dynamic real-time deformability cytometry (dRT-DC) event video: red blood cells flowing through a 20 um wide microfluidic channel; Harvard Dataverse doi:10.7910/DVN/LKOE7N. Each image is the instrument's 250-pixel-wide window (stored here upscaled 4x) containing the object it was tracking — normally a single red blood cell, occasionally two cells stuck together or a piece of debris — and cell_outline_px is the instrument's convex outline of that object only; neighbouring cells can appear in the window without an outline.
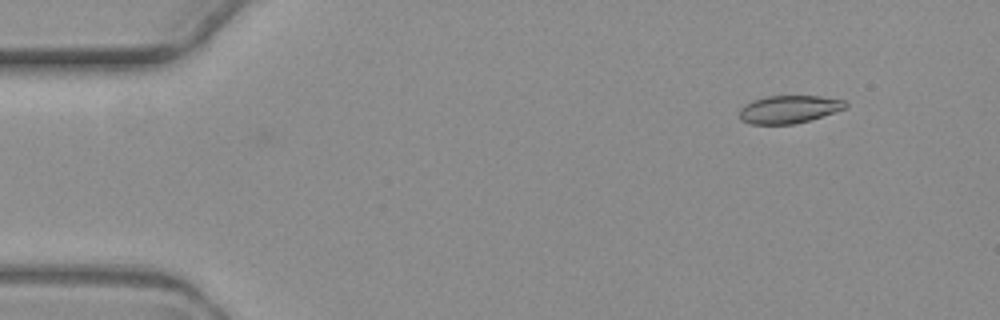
{"species": "common noctule bat (a hibernating species)", "species_latin": "Nyctalus noctula", "temperature_condition": "warm", "stored_images_in_passage": 3, "camera_frame_rate_fps": 3000, "um_per_image_px": 0.085, "animal": {"sex": "female", "body_mass_g": 19.3, "forearm_length_mm": 54.1}, "frame": {"image": 1, "passage_image": 3, "time_ms": 2.333, "image_size_px": [1000, 320], "cell_outline_px": [[848, 108], [808, 120], [792, 124], [748, 124], [740, 120], [740, 108], [744, 104], [752, 100], [768, 96], [820, 96], [844, 100], [848, 104]], "centroid_in_image_um": [67.05, 9.29], "position_along_channel_um": 18.0, "area_um2": 17.22}}